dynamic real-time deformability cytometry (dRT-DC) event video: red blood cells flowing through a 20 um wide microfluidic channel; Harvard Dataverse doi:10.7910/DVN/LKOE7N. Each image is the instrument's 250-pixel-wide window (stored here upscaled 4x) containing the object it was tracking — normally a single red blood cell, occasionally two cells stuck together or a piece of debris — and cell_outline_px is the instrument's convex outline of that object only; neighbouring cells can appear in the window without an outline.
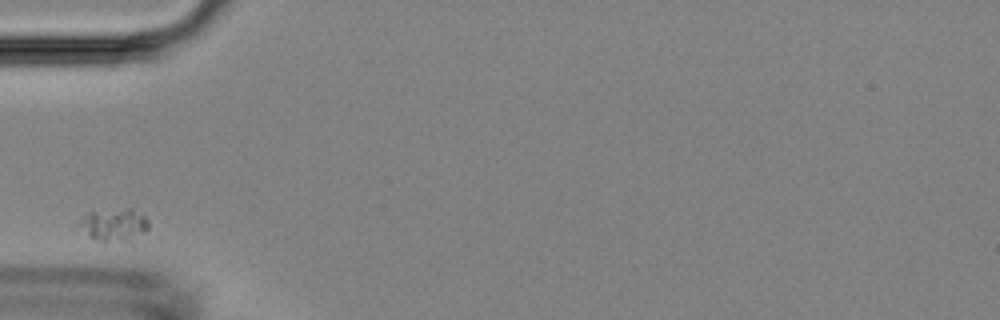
{"species": "Egyptian fruit bat (a non-hibernating species)", "species_latin": "Rousettus aegyptiacus", "temperature_condition": "room temperature", "stored_images_in_passage": 7, "camera_frame_rate_fps": 3000, "um_per_image_px": 0.085, "animal": {"sex": "female"}, "frame": {"image": 1, "passage_image": 1, "time_ms": 0.0, "image_size_px": [1000, 320], "cell_outline_px": [[148, 228], [144, 232], [104, 240], [92, 236], [88, 232], [80, 220], [88, 212], [128, 208], [132, 208], [144, 216], [148, 220]], "centroid_in_image_um": [9.74, 18.98], "position_along_channel_um": 75.3, "area_um2": 11.44}}
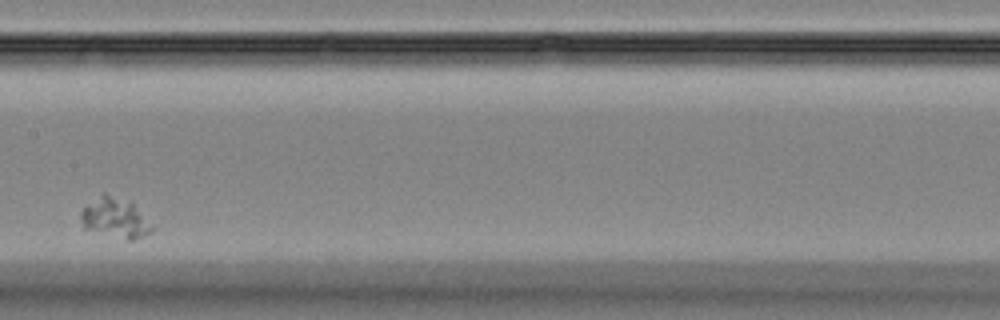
{"frame": {"image": 2, "passage_image": 4, "time_ms": 3.667, "image_size_px": [1000, 320], "cell_outline_px": [[156, 228], [152, 232], [132, 240], [128, 240], [84, 228], [80, 220], [80, 212], [100, 192], [104, 192], [132, 204]], "centroid_in_image_um": [9.77, 18.53], "position_along_channel_um": 197.6, "area_um2": 16.3}}
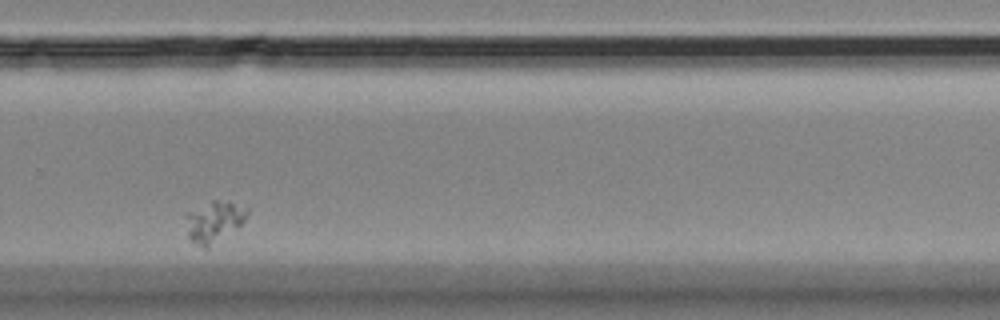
{"frame": {"image": 3, "passage_image": 7, "time_ms": 7.0, "image_size_px": [1000, 320], "cell_outline_px": [[248, 212], [244, 220], [236, 228], [208, 248], [204, 248], [192, 244], [188, 236], [184, 216], [188, 212], [212, 200], [228, 200], [248, 208]], "centroid_in_image_um": [18.15, 18.84], "position_along_channel_um": 311.6, "area_um2": 14.8}}